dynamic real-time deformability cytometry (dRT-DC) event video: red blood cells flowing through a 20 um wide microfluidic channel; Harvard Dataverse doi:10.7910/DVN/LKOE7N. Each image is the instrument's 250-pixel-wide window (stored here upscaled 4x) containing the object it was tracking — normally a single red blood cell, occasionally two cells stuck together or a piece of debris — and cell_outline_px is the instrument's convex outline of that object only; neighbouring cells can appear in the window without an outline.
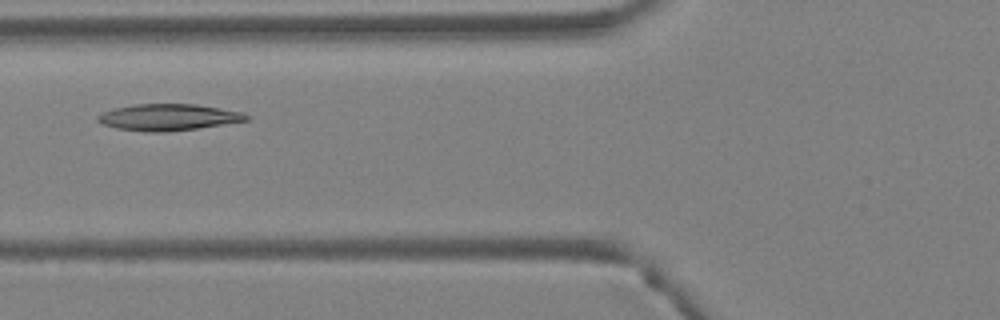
{"species": "Egyptian fruit bat (a non-hibernating species)", "species_latin": "Rousettus aegyptiacus", "temperature_condition": "warm", "stored_images_in_passage": 6, "camera_frame_rate_fps": 3000, "um_per_image_px": 0.085, "animal": {"sex": "female"}, "frame": {"image": 1, "passage_image": 6, "time_ms": 1.667, "image_size_px": [1000, 320], "cell_outline_px": [[248, 120], [224, 124], [196, 128], [160, 132], [148, 132], [116, 128], [104, 124], [96, 120], [96, 116], [100, 112], [112, 108], [132, 104], [196, 104], [244, 112], [248, 116]], "centroid_in_image_um": [14.25, 9.95], "position_along_channel_um": 111.5, "area_um2": 22.95}}